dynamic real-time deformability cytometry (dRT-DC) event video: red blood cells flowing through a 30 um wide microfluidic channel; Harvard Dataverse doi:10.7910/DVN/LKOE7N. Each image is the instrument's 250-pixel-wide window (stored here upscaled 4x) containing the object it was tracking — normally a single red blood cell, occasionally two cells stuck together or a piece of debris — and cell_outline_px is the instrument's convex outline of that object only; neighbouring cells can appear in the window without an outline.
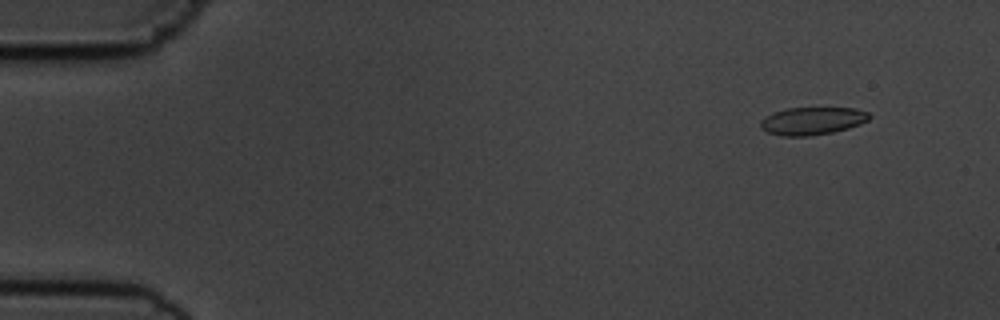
{"species": "common noctule bat (a hibernating species)", "species_latin": "Nyctalus noctula", "temperature_condition": "cold", "stored_images_in_passage": 56, "camera_frame_rate_fps": 3000, "um_per_image_px": 0.085, "animal": {"sex": "male", "body_mass_g": 19.5, "forearm_length_mm": 54.6}, "frame": {"image": 1, "passage_image": 5, "time_ms": 1.333, "image_size_px": [1000, 320], "cell_outline_px": [[872, 116], [868, 120], [860, 124], [848, 128], [832, 132], [808, 136], [780, 136], [768, 132], [760, 128], [760, 120], [776, 112], [788, 108], [856, 108], [868, 112]], "centroid_in_image_um": [69.07, 10.28], "position_along_channel_um": 15.9, "area_um2": 17.46}}
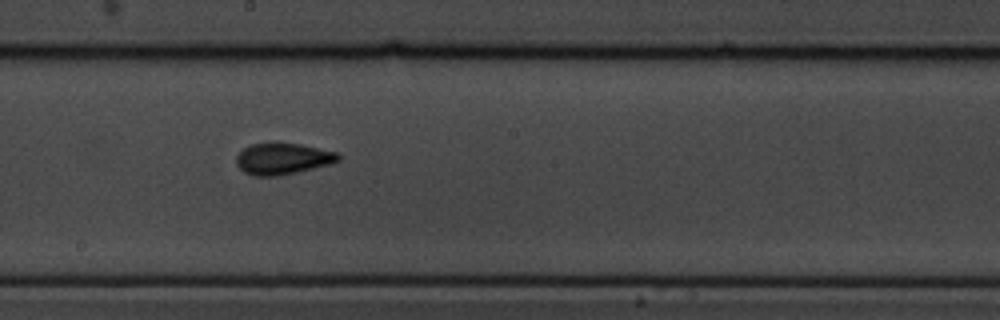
{"frame": {"image": 2, "passage_image": 31, "time_ms": 10.0, "image_size_px": [1000, 320], "cell_outline_px": [[340, 160], [332, 164], [296, 172], [276, 176], [252, 176], [244, 172], [236, 164], [236, 156], [244, 148], [252, 144], [272, 140], [276, 140], [300, 144], [340, 152]], "centroid_in_image_um": [24.04, 13.45], "position_along_channel_um": 224.2, "area_um2": 19.31}}
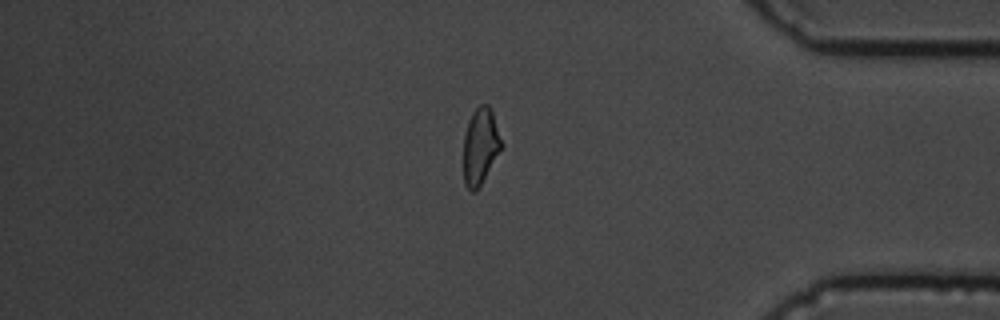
{"frame": {"image": 3, "passage_image": 47, "time_ms": 15.333, "image_size_px": [1000, 320], "cell_outline_px": [[504, 144], [476, 192], [472, 192], [464, 184], [464, 136], [468, 120], [472, 112], [480, 104], [488, 104], [492, 108]], "centroid_in_image_um": [40.85, 12.38], "position_along_channel_um": 394.3, "area_um2": 17.11}, "authors_computed_cell_mechanics": {"area_um2": 17.8313, "velocity_mm_per_s": 3.6514, "shape_relaxation_time_tau1_ms": 3.7826, "shape_relaxation_time_tau2_ms": 1.4829, "deformation_change_tau1": 0.1345, "deformation_change_tau2": 0.0703}}